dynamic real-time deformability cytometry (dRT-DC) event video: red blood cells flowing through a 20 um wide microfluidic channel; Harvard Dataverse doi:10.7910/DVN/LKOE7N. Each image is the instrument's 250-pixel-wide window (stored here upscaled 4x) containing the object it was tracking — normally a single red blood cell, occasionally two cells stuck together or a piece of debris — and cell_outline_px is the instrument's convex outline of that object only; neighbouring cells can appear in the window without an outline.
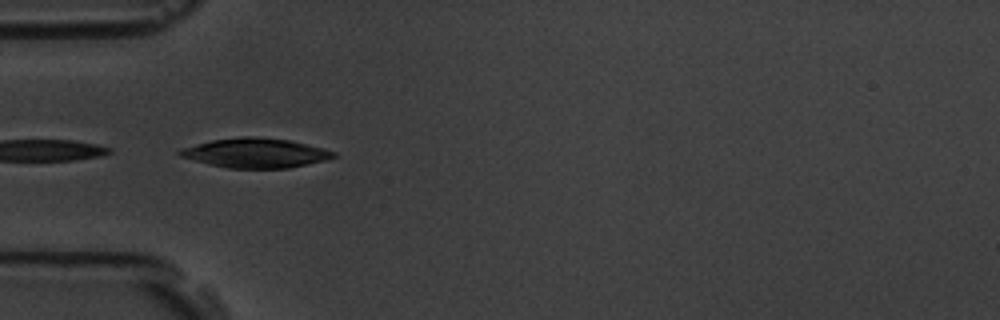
{"species": "common noctule bat (a hibernating species)", "species_latin": "Nyctalus noctula", "temperature_condition": "room temperature", "stored_images_in_passage": 10, "camera_frame_rate_fps": 3000, "um_per_image_px": 0.085, "animal": {"sex": "male", "body_mass_g": 19.5, "forearm_length_mm": 54.6}, "frame": {"image": 1, "passage_image": 5, "time_ms": 4.333, "image_size_px": [1000, 320], "cell_outline_px": [[340, 156], [328, 160], [288, 168], [228, 168], [208, 164], [180, 156], [176, 152], [180, 148], [212, 140], [244, 136], [252, 136], [288, 140], [324, 148], [336, 152]], "centroid_in_image_um": [21.75, 13.01], "position_along_channel_um": 63.2, "area_um2": 26.53}}
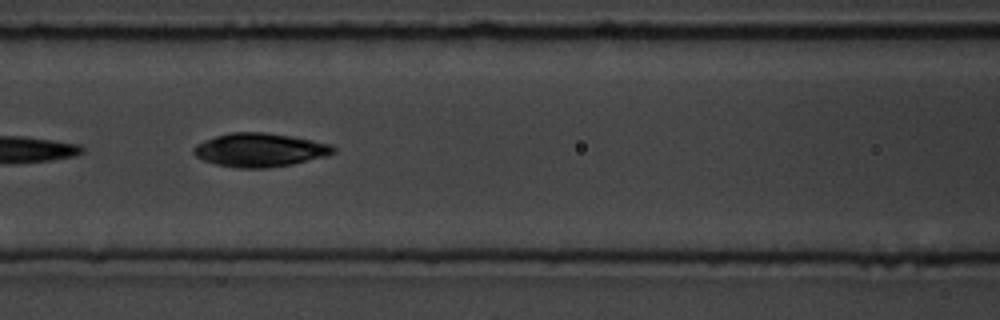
{"frame": {"image": 2, "passage_image": 7, "time_ms": 6.667, "image_size_px": [1000, 320], "cell_outline_px": [[336, 152], [328, 156], [292, 164], [268, 168], [236, 168], [216, 164], [204, 160], [196, 156], [192, 152], [192, 148], [196, 144], [204, 140], [216, 136], [232, 132], [264, 132], [312, 140], [332, 144], [336, 148]], "centroid_in_image_um": [22.09, 12.75], "position_along_channel_um": 144.5, "area_um2": 27.46}}
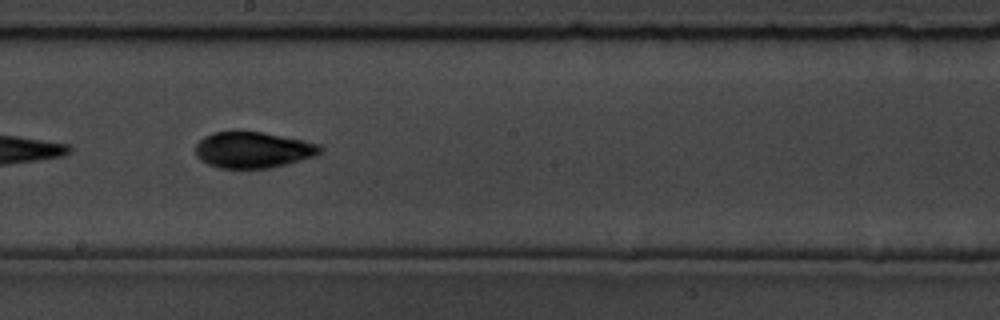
{"frame": {"image": 3, "passage_image": 9, "time_ms": 9.0, "image_size_px": [1000, 320], "cell_outline_px": [[324, 148], [316, 156], [268, 168], [220, 168], [208, 164], [200, 160], [196, 156], [196, 144], [204, 136], [212, 132], [232, 128], [264, 132], [304, 140], [320, 144]], "centroid_in_image_um": [21.47, 12.69], "position_along_channel_um": 226.7, "area_um2": 26.93}}